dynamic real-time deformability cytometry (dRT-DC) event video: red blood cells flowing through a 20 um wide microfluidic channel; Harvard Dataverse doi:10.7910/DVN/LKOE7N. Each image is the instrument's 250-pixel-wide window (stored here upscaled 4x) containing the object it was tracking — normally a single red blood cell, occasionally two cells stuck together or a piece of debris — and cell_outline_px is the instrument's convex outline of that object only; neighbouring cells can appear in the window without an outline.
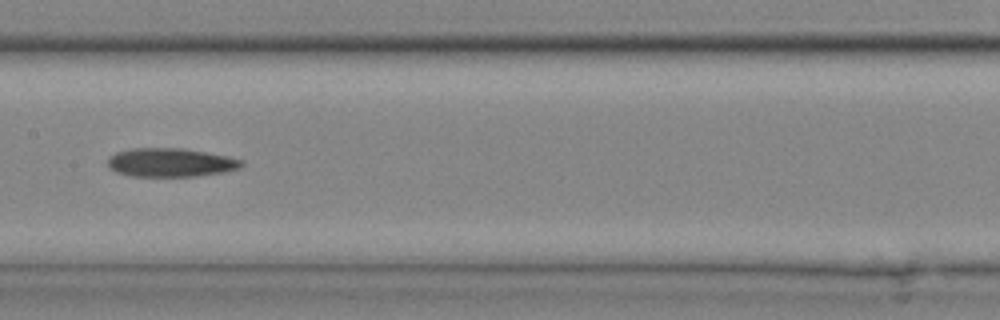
{"species": "common noctule bat (a hibernating species)", "species_latin": "Nyctalus noctula", "temperature_condition": "cold", "stored_images_in_passage": 19, "camera_frame_rate_fps": 3000, "um_per_image_px": 0.085, "animal": {"sex": "male", "body_mass_g": 20.4}, "frame": {"image": 1, "passage_image": 14, "time_ms": 4.333, "image_size_px": [1000, 320], "cell_outline_px": [[244, 164], [240, 168], [224, 172], [196, 176], [132, 176], [116, 172], [108, 168], [108, 156], [116, 152], [132, 148], [184, 148], [228, 156], [244, 160]], "centroid_in_image_um": [14.5, 13.81], "position_along_channel_um": 192.9, "area_um2": 22.54}}